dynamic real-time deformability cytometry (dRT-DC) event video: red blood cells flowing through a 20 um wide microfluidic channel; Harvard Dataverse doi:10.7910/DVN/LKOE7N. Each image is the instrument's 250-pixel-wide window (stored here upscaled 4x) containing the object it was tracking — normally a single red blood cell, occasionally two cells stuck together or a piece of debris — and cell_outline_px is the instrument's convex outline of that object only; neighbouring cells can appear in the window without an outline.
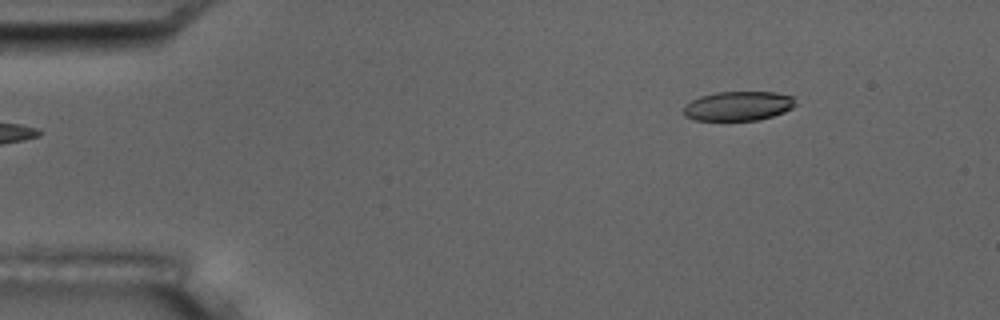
{"species": "common noctule bat (a hibernating species)", "species_latin": "Nyctalus noctula", "temperature_condition": "room temperature", "stored_images_in_passage": 2, "camera_frame_rate_fps": 3000, "um_per_image_px": 0.085, "animal": {"sex": "male", "body_mass_g": 17.5, "forearm_length_mm": 52.3}, "frame": {"image": 1, "passage_image": 2, "time_ms": 1.333, "image_size_px": [1000, 320], "cell_outline_px": [[796, 104], [792, 108], [784, 112], [760, 120], [696, 120], [684, 116], [684, 104], [700, 96], [716, 92], [776, 92], [792, 96]], "centroid_in_image_um": [62.74, 9.01], "position_along_channel_um": 22.3, "area_um2": 19.19}}